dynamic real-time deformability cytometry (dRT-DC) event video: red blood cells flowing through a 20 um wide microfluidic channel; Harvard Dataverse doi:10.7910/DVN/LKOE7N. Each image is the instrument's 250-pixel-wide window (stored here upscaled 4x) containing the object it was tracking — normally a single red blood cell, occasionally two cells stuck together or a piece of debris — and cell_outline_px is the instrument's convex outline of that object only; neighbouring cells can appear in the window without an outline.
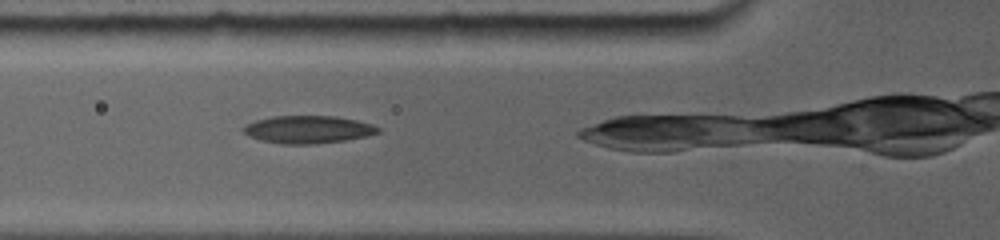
{"species": "common noctule bat (a hibernating species)", "species_latin": "Nyctalus noctula", "temperature_condition": "room temperature", "stored_images_in_passage": 12, "camera_frame_rate_fps": 5000, "um_per_image_px": 0.085, "animal": {"sex": "female", "body_mass_g": 19.0, "forearm_length_mm": 56.7}, "frame": {"image": 1, "passage_image": 3, "time_ms": 1.2, "image_size_px": [1000, 240], "cell_outline_px": [[380, 132], [364, 136], [344, 140], [308, 144], [288, 144], [264, 140], [252, 136], [244, 132], [244, 128], [248, 124], [256, 120], [272, 116], [332, 116], [356, 120], [380, 128]], "centroid_in_image_um": [26.2, 10.99], "position_along_channel_um": 99.6, "area_um2": 20.92}}